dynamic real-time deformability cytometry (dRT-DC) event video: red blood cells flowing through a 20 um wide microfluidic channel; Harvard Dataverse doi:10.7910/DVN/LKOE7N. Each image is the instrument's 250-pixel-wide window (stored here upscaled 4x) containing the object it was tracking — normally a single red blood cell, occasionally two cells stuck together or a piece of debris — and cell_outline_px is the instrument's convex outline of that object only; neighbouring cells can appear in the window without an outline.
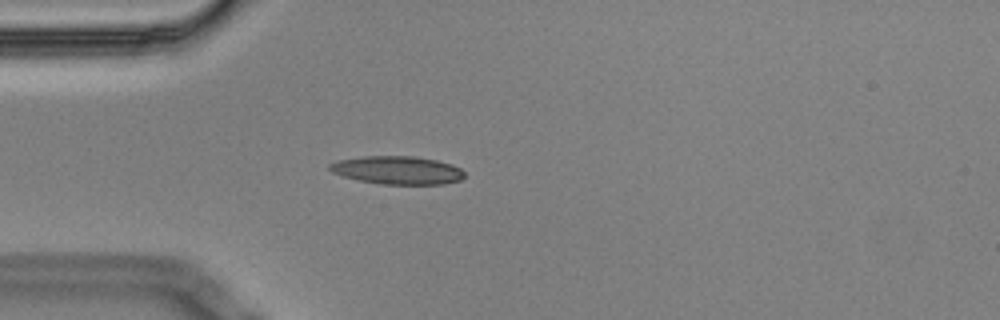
{"species": "Egyptian fruit bat (a non-hibernating species)", "species_latin": "Rousettus aegyptiacus", "temperature_condition": "cold", "stored_images_in_passage": 3, "camera_frame_rate_fps": 3000, "um_per_image_px": 0.085, "animal": {"sex": "male"}, "frame": {"image": 1, "passage_image": 3, "time_ms": 0.667, "image_size_px": [1000, 320], "cell_outline_px": [[464, 176], [460, 180], [444, 184], [380, 184], [360, 180], [344, 176], [332, 172], [328, 168], [328, 164], [336, 160], [364, 156], [416, 156], [436, 160], [452, 164], [460, 168], [464, 172]], "centroid_in_image_um": [33.77, 14.46], "position_along_channel_um": 51.2, "area_um2": 22.14}}